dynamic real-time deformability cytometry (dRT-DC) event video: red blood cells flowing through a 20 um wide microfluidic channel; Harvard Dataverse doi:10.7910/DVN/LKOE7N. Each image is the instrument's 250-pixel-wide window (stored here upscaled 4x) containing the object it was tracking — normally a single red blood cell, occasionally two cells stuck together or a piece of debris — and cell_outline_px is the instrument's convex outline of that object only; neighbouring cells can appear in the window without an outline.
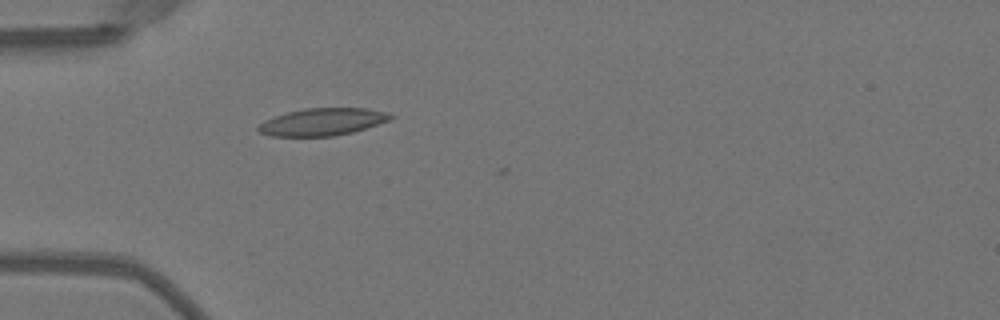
{"species": "Egyptian fruit bat (a non-hibernating species)", "species_latin": "Rousettus aegyptiacus", "temperature_condition": "warm", "stored_images_in_passage": 4, "camera_frame_rate_fps": 3000, "um_per_image_px": 0.085, "animal": {"sex": "female"}, "frame": {"image": 1, "passage_image": 2, "time_ms": 0.333, "image_size_px": [1000, 320], "cell_outline_px": [[396, 116], [388, 120], [352, 132], [332, 136], [272, 136], [260, 132], [256, 128], [264, 120], [288, 112], [304, 108], [368, 108], [388, 112]], "centroid_in_image_um": [27.41, 10.35], "position_along_channel_um": 57.6, "area_um2": 20.87}}